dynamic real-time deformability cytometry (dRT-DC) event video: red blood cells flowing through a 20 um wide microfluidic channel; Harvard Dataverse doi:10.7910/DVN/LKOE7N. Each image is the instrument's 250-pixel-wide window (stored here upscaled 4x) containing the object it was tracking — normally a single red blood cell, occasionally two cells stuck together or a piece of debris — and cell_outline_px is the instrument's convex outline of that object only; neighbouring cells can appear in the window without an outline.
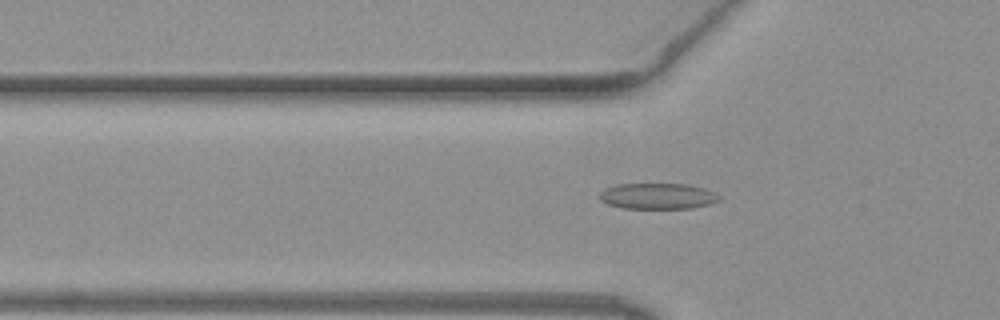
{"species": "common noctule bat (a hibernating species)", "species_latin": "Nyctalus noctula", "temperature_condition": "warm", "stored_images_in_passage": 41, "camera_frame_rate_fps": 3000, "um_per_image_px": 0.085, "animal": {"sex": "female", "body_mass_g": 19.3, "forearm_length_mm": 54.1}, "frame": {"image": 1, "passage_image": 7, "time_ms": 2.0, "image_size_px": [1000, 320], "cell_outline_px": [[720, 200], [712, 204], [692, 208], [620, 208], [608, 204], [600, 200], [600, 192], [604, 188], [616, 184], [688, 184], [704, 188], [720, 196]], "centroid_in_image_um": [55.89, 16.67], "position_along_channel_um": 69.9, "area_um2": 18.15}}
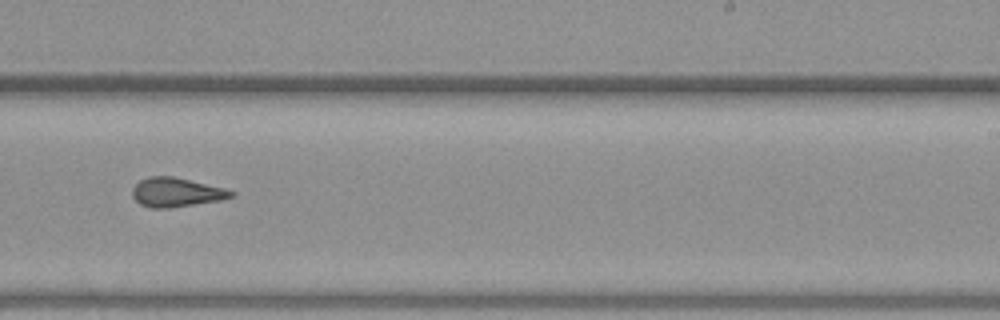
{"frame": {"image": 2, "passage_image": 22, "time_ms": 7.0, "image_size_px": [1000, 320], "cell_outline_px": [[236, 192], [232, 196], [220, 200], [168, 208], [152, 208], [140, 204], [132, 196], [132, 188], [140, 180], [148, 176], [172, 176], [224, 188]], "centroid_in_image_um": [14.94, 16.34], "position_along_channel_um": 274.1, "area_um2": 16.59}}
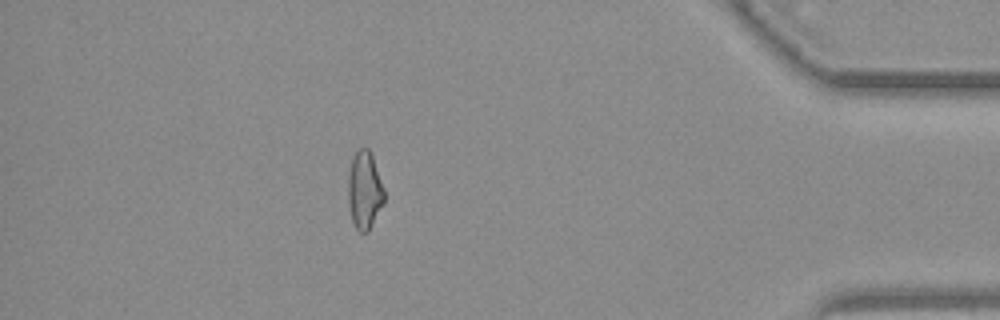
{"frame": {"image": 3, "passage_image": 35, "time_ms": 11.333, "image_size_px": [1000, 320], "cell_outline_px": [[384, 204], [368, 232], [360, 232], [356, 228], [352, 220], [348, 204], [348, 176], [352, 160], [356, 152], [360, 148], [368, 148], [372, 152], [384, 188]], "centroid_in_image_um": [31.0, 16.17], "position_along_channel_um": 404.2, "area_um2": 16.53}, "authors_computed_cell_mechanics": {"area_um2": 16.9354, "velocity_mm_per_s": 4.0673, "shape_relaxation_time_tau1_ms": 5.2623, "shape_relaxation_time_tau2_ms": 1.9158, "deformation_change_tau1": 0.1432, "deformation_change_tau2": 0.104}}